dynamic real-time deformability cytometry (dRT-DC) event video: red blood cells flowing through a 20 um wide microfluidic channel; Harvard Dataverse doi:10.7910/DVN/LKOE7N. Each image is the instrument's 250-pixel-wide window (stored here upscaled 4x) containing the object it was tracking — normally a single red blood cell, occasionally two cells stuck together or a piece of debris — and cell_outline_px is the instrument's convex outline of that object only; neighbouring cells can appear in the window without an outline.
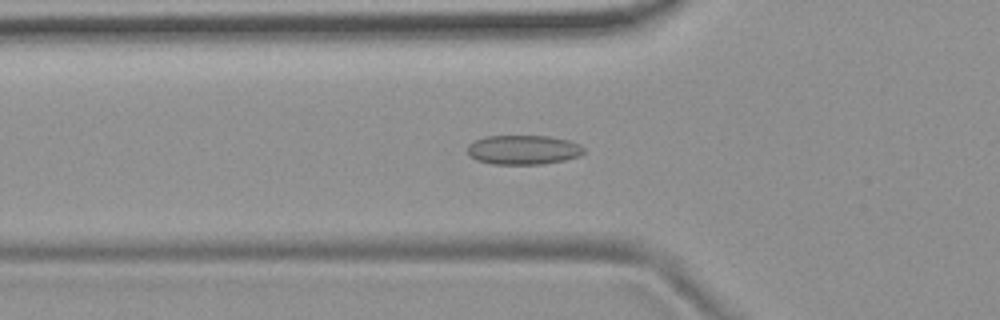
{"species": "common noctule bat (a hibernating species)", "species_latin": "Nyctalus noctula", "temperature_condition": "room temperature", "stored_images_in_passage": 44, "camera_frame_rate_fps": 3000, "um_per_image_px": 0.085, "animal": {"sex": "female", "body_mass_g": 19.9}, "frame": {"image": 1, "passage_image": 8, "time_ms": 2.333, "image_size_px": [1000, 320], "cell_outline_px": [[584, 152], [580, 156], [564, 160], [540, 164], [492, 164], [476, 160], [468, 156], [468, 144], [484, 136], [548, 136], [568, 140], [580, 144], [584, 148]], "centroid_in_image_um": [44.47, 12.73], "position_along_channel_um": 81.3, "area_um2": 20.0}}
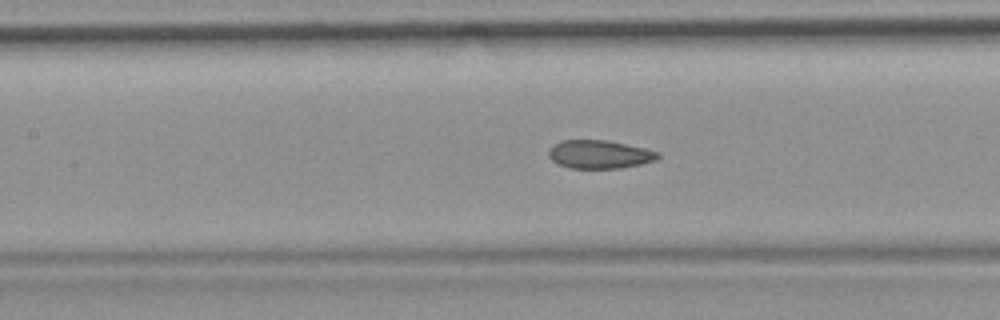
{"frame": {"image": 2, "passage_image": 14, "time_ms": 4.333, "image_size_px": [1000, 320], "cell_outline_px": [[660, 156], [656, 160], [640, 164], [620, 168], [568, 168], [552, 160], [548, 156], [548, 152], [552, 144], [560, 140], [608, 140], [644, 148], [660, 152]], "centroid_in_image_um": [50.94, 13.11], "position_along_channel_um": 156.5, "area_um2": 18.09}}
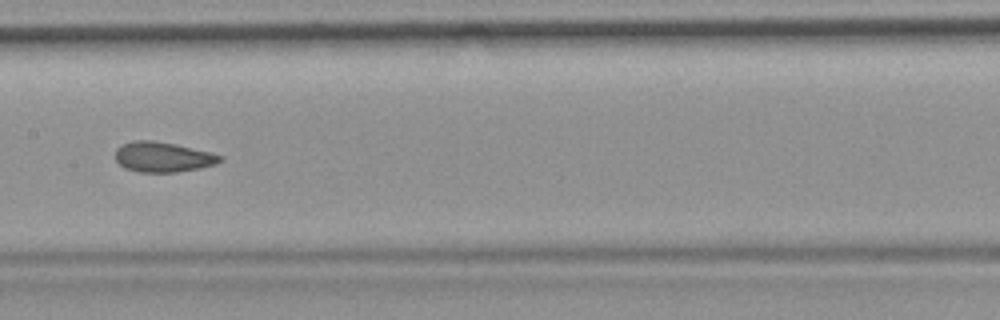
{"frame": {"image": 3, "passage_image": 17, "time_ms": 5.333, "image_size_px": [1000, 320], "cell_outline_px": [[224, 160], [216, 164], [200, 168], [176, 172], [140, 172], [124, 168], [116, 160], [116, 148], [124, 144], [136, 140], [152, 140], [176, 144], [212, 152], [224, 156]], "centroid_in_image_um": [13.9, 13.34], "position_along_channel_um": 193.5, "area_um2": 18.5}, "authors_computed_cell_mechanics": {"area_um2": 18.8139, "velocity_mm_per_s": 3.7287, "shape_relaxation_time_tau1_ms": null, "shape_relaxation_time_tau2_ms": 1.6242, "deformation_change_tau1": null, "deformation_change_tau2": 0.0627}}